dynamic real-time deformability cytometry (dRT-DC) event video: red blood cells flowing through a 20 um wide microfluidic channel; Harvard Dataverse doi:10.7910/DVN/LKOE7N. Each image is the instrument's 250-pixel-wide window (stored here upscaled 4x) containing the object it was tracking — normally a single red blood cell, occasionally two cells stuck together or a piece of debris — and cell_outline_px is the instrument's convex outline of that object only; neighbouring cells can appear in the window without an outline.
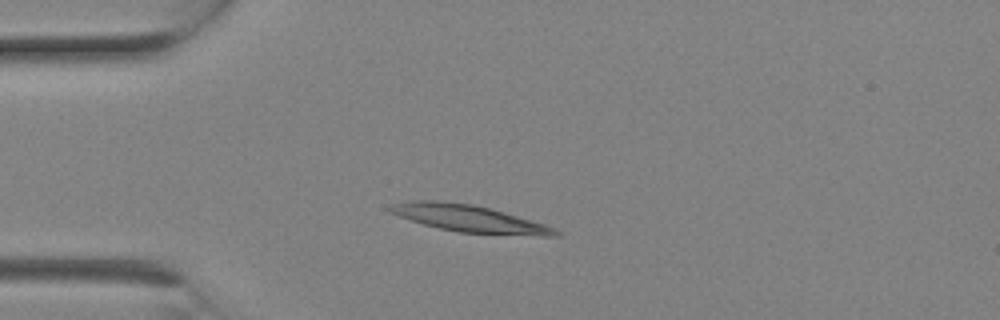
{"species": "Egyptian fruit bat (a non-hibernating species)", "species_latin": "Rousettus aegyptiacus", "temperature_condition": "room temperature", "stored_images_in_passage": 2, "camera_frame_rate_fps": 3000, "um_per_image_px": 0.085, "animal": {"sex": "female"}, "frame": {"image": 1, "passage_image": 2, "time_ms": 0.333, "image_size_px": [1000, 320], "cell_outline_px": [[560, 236], [540, 236], [460, 232], [440, 228], [424, 224], [388, 212], [384, 208], [392, 204], [412, 200], [436, 200], [472, 204], [492, 208], [544, 224], [560, 232]], "centroid_in_image_um": [39.85, 18.56], "position_along_channel_um": 45.2, "area_um2": 25.89}}